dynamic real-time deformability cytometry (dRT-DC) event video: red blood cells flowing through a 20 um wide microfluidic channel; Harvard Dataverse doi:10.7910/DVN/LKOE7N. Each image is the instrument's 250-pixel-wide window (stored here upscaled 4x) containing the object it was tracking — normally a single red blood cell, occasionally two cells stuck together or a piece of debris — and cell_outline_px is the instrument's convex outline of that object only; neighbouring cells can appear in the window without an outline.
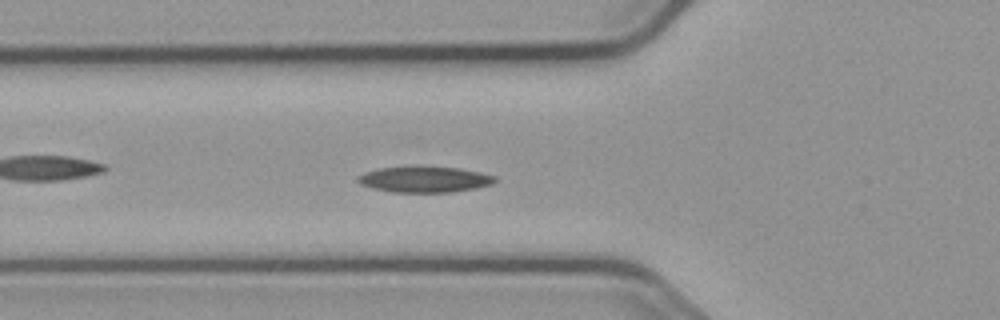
{"species": "common noctule bat (a hibernating species)", "species_latin": "Nyctalus noctula", "temperature_condition": "cold", "stored_images_in_passage": 57, "camera_frame_rate_fps": 3000, "um_per_image_px": 0.085, "animal": {"sex": "male", "body_mass_g": 23.1, "forearm_length_mm": 52.7}, "frame": {"image": 1, "passage_image": 20, "time_ms": 6.333, "image_size_px": [1000, 320], "cell_outline_px": [[496, 180], [492, 184], [476, 188], [452, 192], [392, 192], [372, 188], [360, 184], [356, 180], [356, 176], [364, 172], [380, 168], [460, 168], [480, 172], [496, 176]], "centroid_in_image_um": [36.08, 15.27], "position_along_channel_um": 89.7, "area_um2": 20.29}}
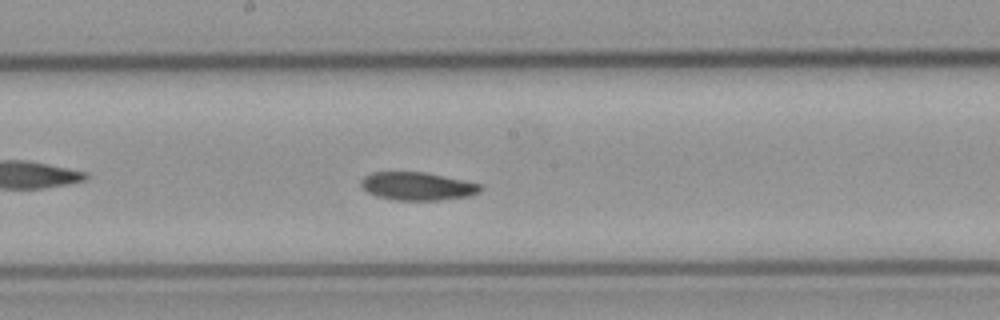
{"frame": {"image": 2, "passage_image": 30, "time_ms": 9.667, "image_size_px": [1000, 320], "cell_outline_px": [[484, 188], [480, 192], [468, 196], [440, 200], [396, 200], [376, 196], [368, 192], [360, 184], [360, 180], [364, 176], [372, 172], [424, 172], [464, 180], [480, 184]], "centroid_in_image_um": [35.48, 15.82], "position_along_channel_um": 212.7, "area_um2": 19.54}}
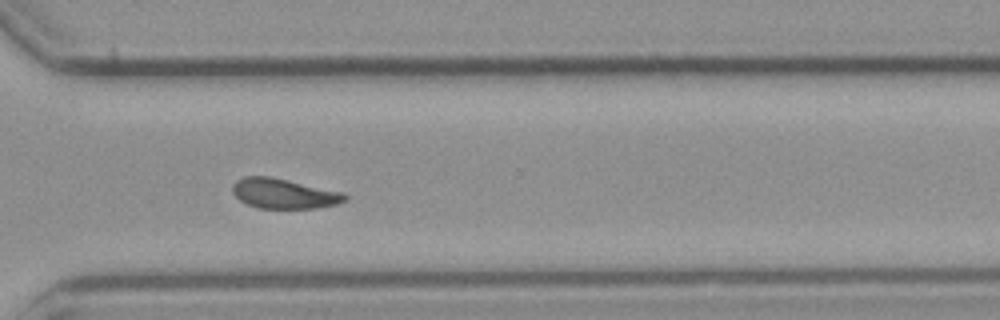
{"frame": {"image": 3, "passage_image": 41, "time_ms": 13.333, "image_size_px": [1000, 320], "cell_outline_px": [[348, 200], [336, 204], [316, 208], [260, 208], [248, 204], [240, 200], [232, 192], [232, 184], [236, 180], [244, 176], [268, 176], [344, 192], [348, 196]], "centroid_in_image_um": [24.14, 16.45], "position_along_channel_um": 346.5, "area_um2": 19.59}, "authors_computed_cell_mechanics": {"area_um2": 19.652, "velocity_mm_per_s": 3.6581, "shape_relaxation_time_tau1_ms": 4.848, "shape_relaxation_time_tau2_ms": 4.7042, "deformation_change_tau1": 0.13, "deformation_change_tau2": 0.1102}}